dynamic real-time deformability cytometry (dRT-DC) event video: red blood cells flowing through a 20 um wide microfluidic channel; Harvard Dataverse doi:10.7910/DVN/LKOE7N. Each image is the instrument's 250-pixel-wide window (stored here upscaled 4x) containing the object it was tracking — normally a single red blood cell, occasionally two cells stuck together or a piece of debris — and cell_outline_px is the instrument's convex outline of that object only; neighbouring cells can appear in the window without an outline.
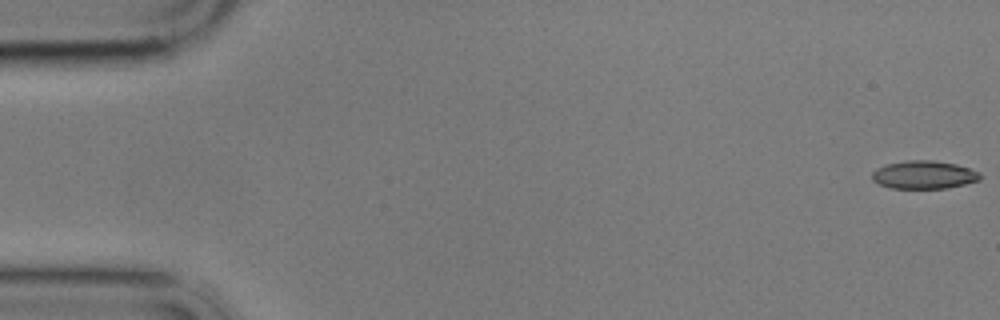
{"species": "common noctule bat (a hibernating species)", "species_latin": "Nyctalus noctula", "temperature_condition": "cold", "stored_images_in_passage": 5, "camera_frame_rate_fps": 3000, "um_per_image_px": 0.085, "animal": {"sex": "male", "body_mass_g": 17.9}, "frame": {"image": 1, "passage_image": 1, "time_ms": 0.0, "image_size_px": [1000, 320], "cell_outline_px": [[984, 176], [980, 180], [948, 188], [892, 188], [880, 184], [872, 180], [872, 172], [876, 168], [888, 164], [908, 160], [932, 160], [956, 164], [980, 172]], "centroid_in_image_um": [78.56, 14.85], "position_along_channel_um": 6.4, "area_um2": 17.69}}
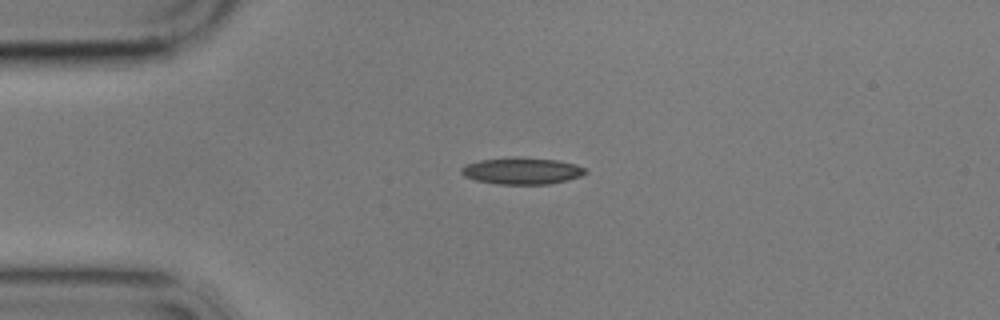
{"frame": {"image": 2, "passage_image": 4, "time_ms": 4.333, "image_size_px": [1000, 320], "cell_outline_px": [[588, 172], [580, 176], [548, 184], [496, 184], [476, 180], [464, 176], [460, 172], [460, 168], [468, 164], [480, 160], [556, 160], [576, 164], [588, 168]], "centroid_in_image_um": [44.39, 14.57], "position_along_channel_um": 40.6, "area_um2": 18.26}}